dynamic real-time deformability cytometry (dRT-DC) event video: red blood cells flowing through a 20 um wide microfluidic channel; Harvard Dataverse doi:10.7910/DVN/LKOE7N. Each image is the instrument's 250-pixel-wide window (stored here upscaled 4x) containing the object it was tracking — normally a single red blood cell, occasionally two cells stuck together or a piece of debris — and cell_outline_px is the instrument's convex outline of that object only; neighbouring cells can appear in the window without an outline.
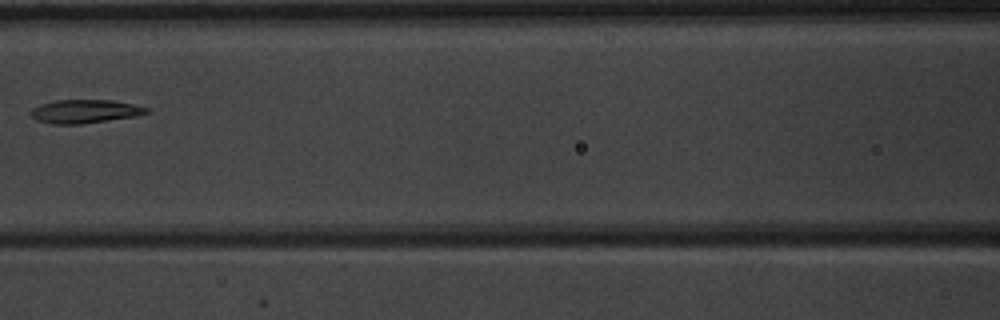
{"species": "common noctule bat (a hibernating species)", "species_latin": "Nyctalus noctula", "temperature_condition": "warm", "stored_images_in_passage": 6, "camera_frame_rate_fps": 3000, "um_per_image_px": 0.085, "animal": {"sex": "male", "body_mass_g": 20.1, "forearm_length_mm": 53.5}, "frame": {"image": 1, "passage_image": 6, "time_ms": 6.0, "image_size_px": [1000, 320], "cell_outline_px": [[152, 112], [136, 116], [80, 124], [52, 124], [36, 120], [28, 112], [32, 108], [40, 104], [56, 100], [112, 100], [132, 104], [148, 108]], "centroid_in_image_um": [7.19, 9.46], "position_along_channel_um": 159.4, "area_um2": 15.9}}